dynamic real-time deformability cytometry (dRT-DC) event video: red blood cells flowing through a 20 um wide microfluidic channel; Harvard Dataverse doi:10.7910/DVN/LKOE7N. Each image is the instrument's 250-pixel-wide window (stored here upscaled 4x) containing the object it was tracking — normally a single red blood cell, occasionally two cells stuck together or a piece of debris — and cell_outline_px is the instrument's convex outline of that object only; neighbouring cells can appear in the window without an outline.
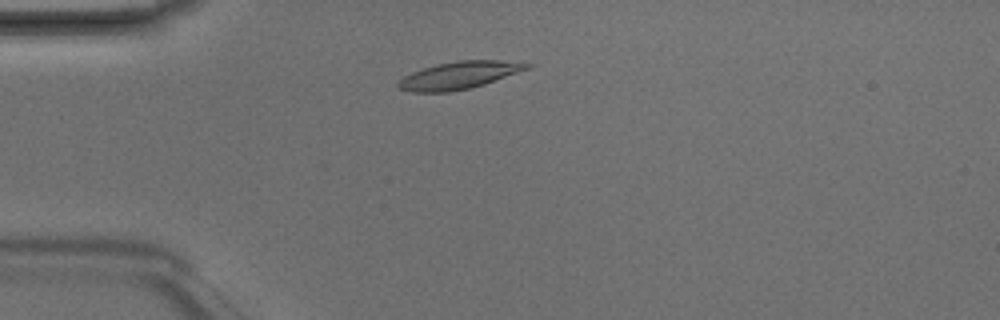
{"species": "Egyptian fruit bat (a non-hibernating species)", "species_latin": "Rousettus aegyptiacus", "temperature_condition": "room temperature", "stored_images_in_passage": 3, "camera_frame_rate_fps": 3000, "um_per_image_px": 0.085, "animal": {"sex": "male"}, "frame": {"image": 1, "passage_image": 3, "time_ms": 0.667, "image_size_px": [1000, 320], "cell_outline_px": [[536, 64], [528, 68], [484, 84], [468, 88], [448, 92], [412, 92], [396, 88], [396, 84], [404, 76], [412, 72], [436, 64], [456, 60], [496, 60]], "centroid_in_image_um": [38.97, 6.4], "position_along_channel_um": 46.0, "area_um2": 20.35}}